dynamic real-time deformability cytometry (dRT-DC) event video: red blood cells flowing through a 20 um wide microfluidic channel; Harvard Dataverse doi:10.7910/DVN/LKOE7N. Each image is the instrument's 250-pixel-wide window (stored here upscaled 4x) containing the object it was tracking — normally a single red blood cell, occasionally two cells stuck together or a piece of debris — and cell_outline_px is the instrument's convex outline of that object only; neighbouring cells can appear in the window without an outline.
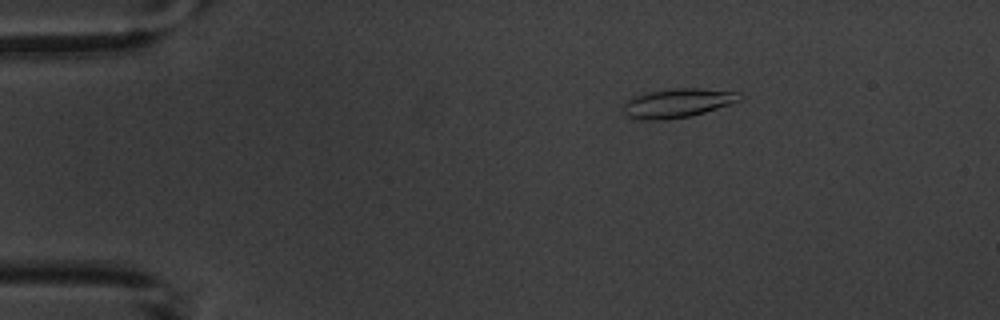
{"species": "common noctule bat (a hibernating species)", "species_latin": "Nyctalus noctula", "temperature_condition": "warm", "stored_images_in_passage": 3, "camera_frame_rate_fps": 3000, "um_per_image_px": 0.085, "animal": {"sex": "male", "body_mass_g": 20.1, "forearm_length_mm": 53.5}, "frame": {"image": 1, "passage_image": 1, "time_ms": 0.0, "image_size_px": [1000, 320], "cell_outline_px": [[740, 100], [732, 104], [692, 116], [664, 120], [636, 120], [628, 116], [624, 112], [624, 104], [628, 100], [636, 96], [648, 92], [676, 88], [700, 88], [740, 92]], "centroid_in_image_um": [57.62, 8.77], "position_along_channel_um": 27.4, "area_um2": 19.71}}